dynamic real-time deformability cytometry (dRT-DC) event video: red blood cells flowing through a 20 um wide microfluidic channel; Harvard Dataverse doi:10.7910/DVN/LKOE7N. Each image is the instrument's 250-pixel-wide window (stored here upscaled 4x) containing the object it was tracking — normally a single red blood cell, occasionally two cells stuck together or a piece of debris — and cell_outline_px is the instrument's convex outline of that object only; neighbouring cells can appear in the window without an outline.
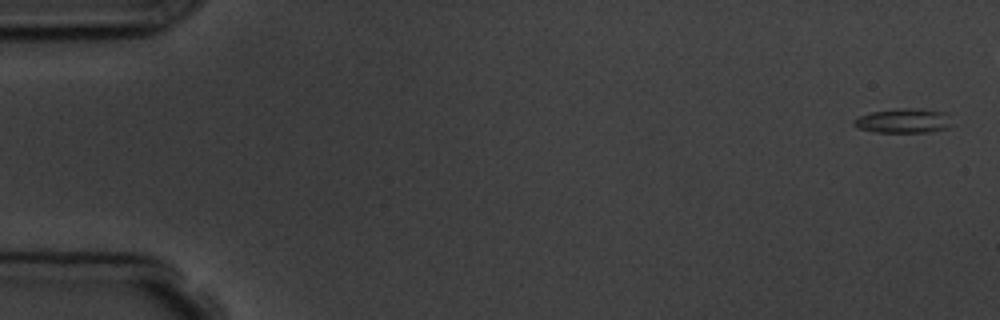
{"species": "common noctule bat (a hibernating species)", "species_latin": "Nyctalus noctula", "temperature_condition": "room temperature", "stored_images_in_passage": 6, "camera_frame_rate_fps": 3000, "um_per_image_px": 0.085, "animal": {"sex": "male", "body_mass_g": 19.5, "forearm_length_mm": 54.6}, "frame": {"image": 1, "passage_image": 1, "time_ms": 0.0, "image_size_px": [1000, 320], "cell_outline_px": [[956, 124], [948, 128], [928, 132], [876, 132], [860, 128], [852, 124], [852, 120], [860, 116], [872, 112], [896, 108], [920, 108], [948, 112]], "centroid_in_image_um": [76.91, 10.25], "position_along_channel_um": 8.1, "area_um2": 14.39}}